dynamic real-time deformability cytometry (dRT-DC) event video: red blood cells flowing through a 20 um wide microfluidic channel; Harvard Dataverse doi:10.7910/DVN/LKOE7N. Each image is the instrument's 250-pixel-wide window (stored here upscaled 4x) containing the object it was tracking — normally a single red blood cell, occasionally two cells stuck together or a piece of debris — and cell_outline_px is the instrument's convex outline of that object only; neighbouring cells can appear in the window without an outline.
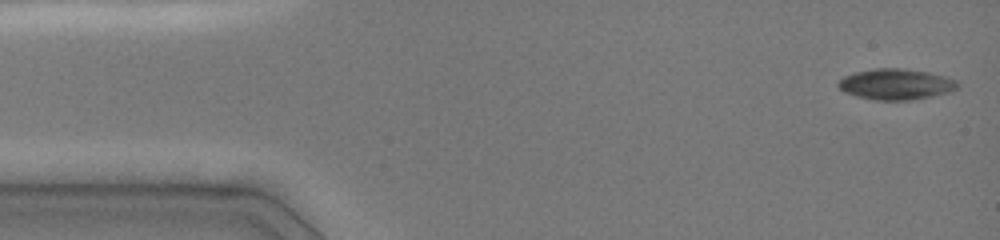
{"species": "common noctule bat (a hibernating species)", "species_latin": "Nyctalus noctula", "temperature_condition": "cold", "stored_images_in_passage": 32, "camera_frame_rate_fps": 3000, "um_per_image_px": 0.085, "animal": {"sex": "female", "body_mass_g": 19.0, "forearm_length_mm": 51.5}, "frame": {"image": 1, "passage_image": 1, "time_ms": 0.0, "image_size_px": [1000, 240], "cell_outline_px": [[960, 84], [956, 88], [948, 92], [932, 96], [908, 100], [876, 100], [856, 96], [844, 92], [836, 84], [844, 76], [856, 72], [876, 68], [904, 68], [928, 72], [944, 76], [956, 80]], "centroid_in_image_um": [76.14, 7.15], "position_along_channel_um": 8.9, "area_um2": 21.33}}
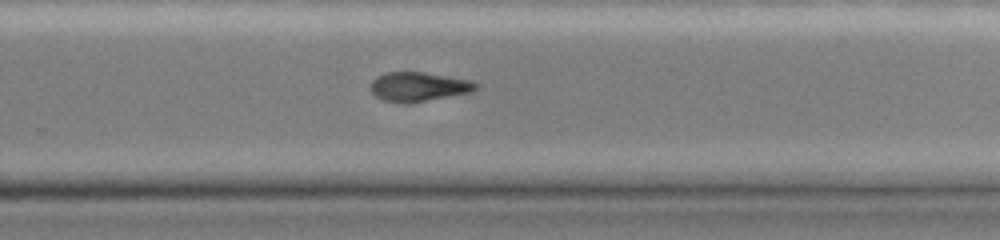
{"frame": {"image": 2, "passage_image": 23, "time_ms": 9.667, "image_size_px": [1000, 240], "cell_outline_px": [[476, 88], [472, 92], [408, 104], [404, 104], [384, 100], [376, 96], [372, 92], [372, 80], [376, 76], [388, 72], [420, 72], [472, 80], [476, 84]], "centroid_in_image_um": [35.57, 7.38], "position_along_channel_um": 294.2, "area_um2": 17.8}}
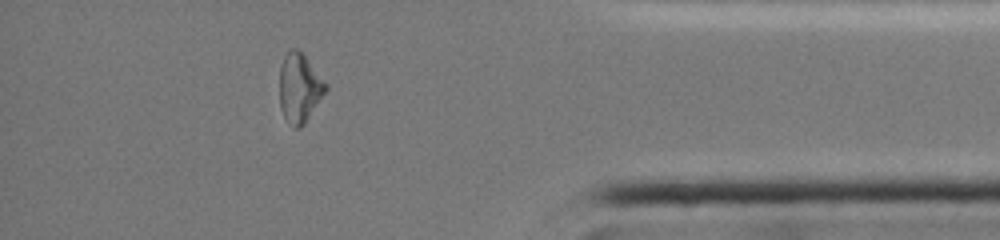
{"frame": {"image": 3, "passage_image": 29, "time_ms": 13.0, "image_size_px": [1000, 240], "cell_outline_px": [[328, 88], [304, 124], [300, 128], [292, 128], [284, 116], [280, 108], [280, 64], [284, 56], [292, 48], [296, 48], [304, 56], [328, 84]], "centroid_in_image_um": [25.45, 7.49], "position_along_channel_um": 409.8, "area_um2": 18.44}, "authors_computed_cell_mechanics": {"area_um2": 21.0392, "velocity_mm_per_s": 4.083, "shape_relaxation_time_tau1_ms": 2.5743, "shape_relaxation_time_tau2_ms": null, "deformation_change_tau1": 0.1251, "deformation_change_tau2": null}}